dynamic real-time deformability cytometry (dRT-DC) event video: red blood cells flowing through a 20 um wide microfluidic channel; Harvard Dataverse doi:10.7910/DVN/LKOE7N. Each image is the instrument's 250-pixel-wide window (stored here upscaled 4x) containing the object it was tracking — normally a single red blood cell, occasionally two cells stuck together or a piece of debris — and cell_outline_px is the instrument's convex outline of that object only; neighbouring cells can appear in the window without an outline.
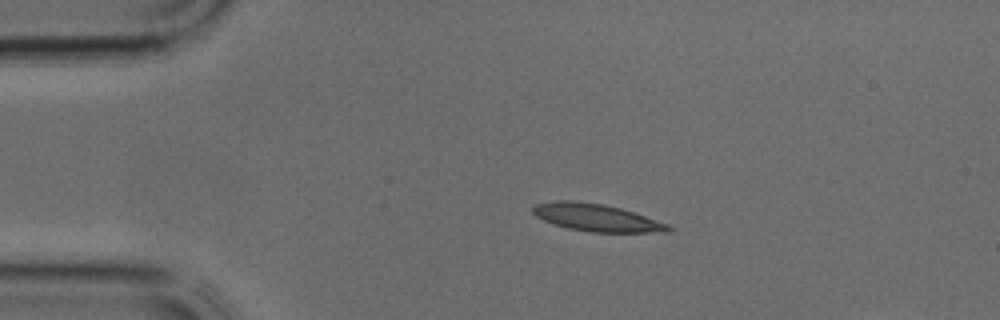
{"species": "common noctule bat (a hibernating species)", "species_latin": "Nyctalus noctula", "temperature_condition": "cold", "stored_images_in_passage": 31, "camera_frame_rate_fps": 3000, "um_per_image_px": 0.085, "animal": {"sex": "male", "body_mass_g": 17.9, "forearm_length_mm": 54.2}, "frame": {"image": 1, "passage_image": 1, "time_ms": 0.0, "image_size_px": [1000, 320], "cell_outline_px": [[672, 232], [592, 232], [568, 228], [544, 220], [536, 216], [532, 212], [532, 208], [536, 204], [556, 200], [572, 200], [604, 204], [620, 208], [668, 224], [672, 228]], "centroid_in_image_um": [50.69, 18.49], "position_along_channel_um": 34.3, "area_um2": 21.39}}
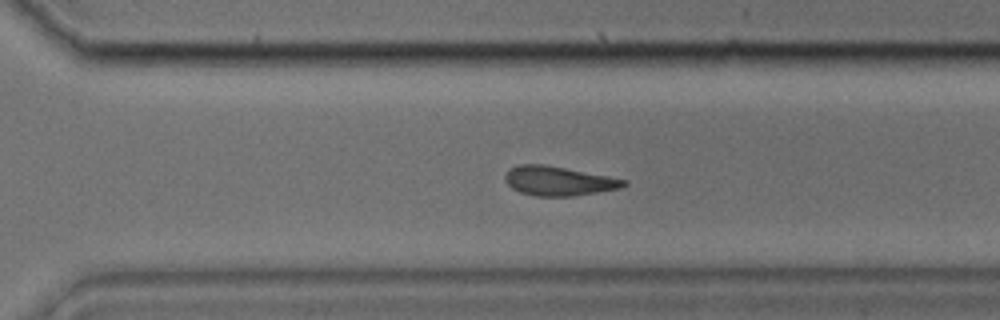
{"frame": {"image": 2, "passage_image": 20, "time_ms": 6.333, "image_size_px": [1000, 320], "cell_outline_px": [[628, 184], [620, 188], [572, 196], [536, 196], [520, 192], [512, 188], [504, 180], [504, 176], [508, 168], [520, 164], [544, 164], [608, 176], [628, 180]], "centroid_in_image_um": [47.44, 15.37], "position_along_channel_um": 323.2, "area_um2": 20.23}}
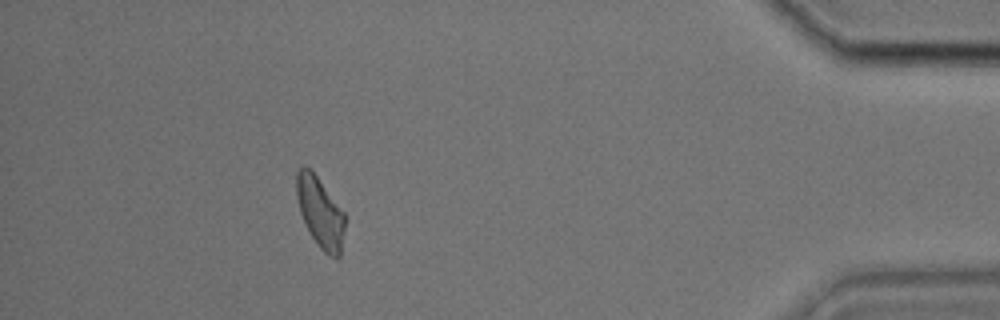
{"frame": {"image": 3, "passage_image": 28, "time_ms": 9.0, "image_size_px": [1000, 320], "cell_outline_px": [[344, 232], [340, 256], [336, 260], [328, 256], [320, 248], [312, 236], [300, 212], [296, 196], [296, 172], [304, 164], [316, 176], [344, 212]], "centroid_in_image_um": [27.21, 18.08], "position_along_channel_um": 408.0, "area_um2": 19.59}}